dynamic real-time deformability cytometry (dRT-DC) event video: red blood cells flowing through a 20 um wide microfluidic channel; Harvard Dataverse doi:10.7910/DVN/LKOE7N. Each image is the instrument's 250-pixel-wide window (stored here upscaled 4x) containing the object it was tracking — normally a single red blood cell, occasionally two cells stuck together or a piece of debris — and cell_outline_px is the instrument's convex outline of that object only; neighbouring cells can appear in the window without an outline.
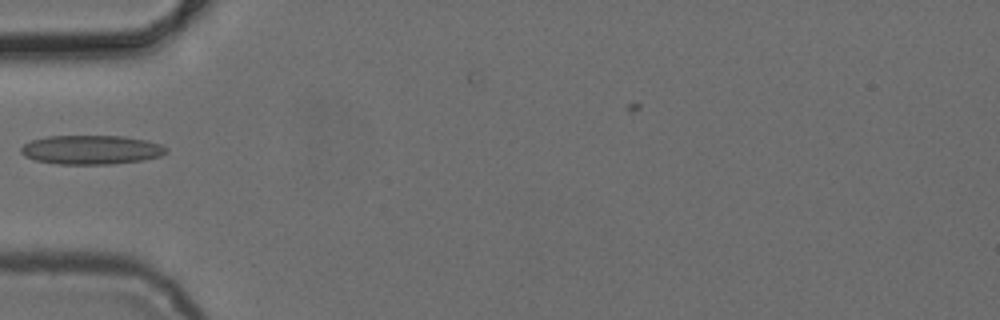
{"species": "common noctule bat (a hibernating species)", "species_latin": "Nyctalus noctula", "temperature_condition": "cold", "stored_images_in_passage": 7, "camera_frame_rate_fps": 3000, "um_per_image_px": 0.085, "animal": {"sex": "female", "body_mass_g": 24.6, "forearm_length_mm": 56.2}, "frame": {"image": 1, "passage_image": 5, "time_ms": 5.667, "image_size_px": [1000, 320], "cell_outline_px": [[168, 152], [160, 156], [144, 160], [112, 164], [60, 164], [36, 160], [24, 156], [20, 152], [20, 148], [24, 144], [32, 140], [48, 136], [124, 136], [144, 140], [160, 144], [168, 148]], "centroid_in_image_um": [7.77, 12.73], "position_along_channel_um": 77.2, "area_um2": 24.62}}
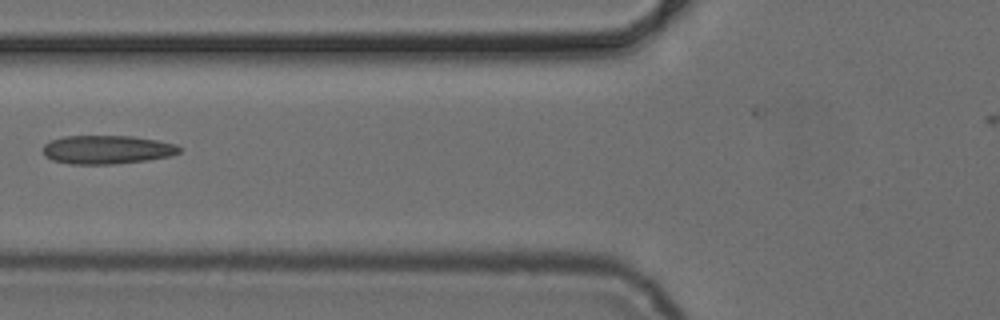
{"frame": {"image": 2, "passage_image": 6, "time_ms": 6.667, "image_size_px": [1000, 320], "cell_outline_px": [[180, 152], [172, 156], [148, 160], [112, 164], [68, 164], [52, 160], [44, 156], [44, 144], [52, 140], [64, 136], [132, 136], [156, 140], [176, 144], [180, 148]], "centroid_in_image_um": [9.1, 12.72], "position_along_channel_um": 116.7, "area_um2": 22.77}}